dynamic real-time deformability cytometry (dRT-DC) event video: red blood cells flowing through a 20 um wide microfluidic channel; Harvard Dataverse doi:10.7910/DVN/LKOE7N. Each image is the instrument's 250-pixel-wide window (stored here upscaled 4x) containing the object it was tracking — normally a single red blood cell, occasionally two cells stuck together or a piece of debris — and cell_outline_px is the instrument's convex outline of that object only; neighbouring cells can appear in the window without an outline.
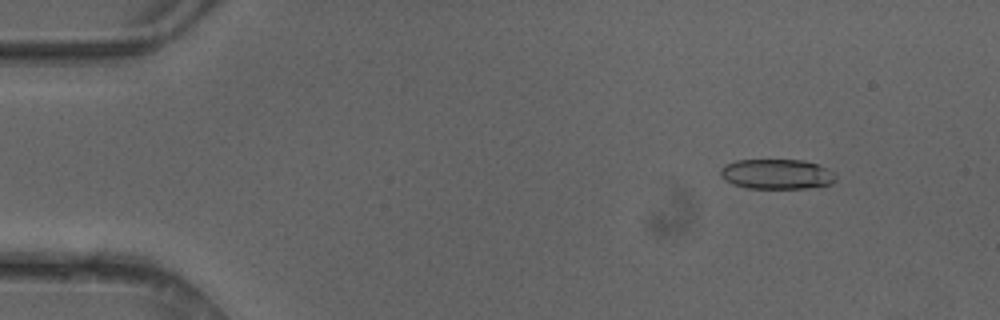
{"species": "common noctule bat (a hibernating species)", "species_latin": "Nyctalus noctula", "temperature_condition": "cold", "stored_images_in_passage": 50, "camera_frame_rate_fps": 3000, "um_per_image_px": 0.085, "animal": {"sex": "female"}, "frame": {"image": 1, "passage_image": 6, "time_ms": 1.667, "image_size_px": [1000, 320], "cell_outline_px": [[836, 180], [832, 184], [804, 188], [748, 188], [732, 184], [724, 180], [720, 176], [720, 168], [724, 164], [736, 160], [804, 160], [828, 168], [836, 172]], "centroid_in_image_um": [66.02, 14.79], "position_along_channel_um": 19.0, "area_um2": 20.4}}
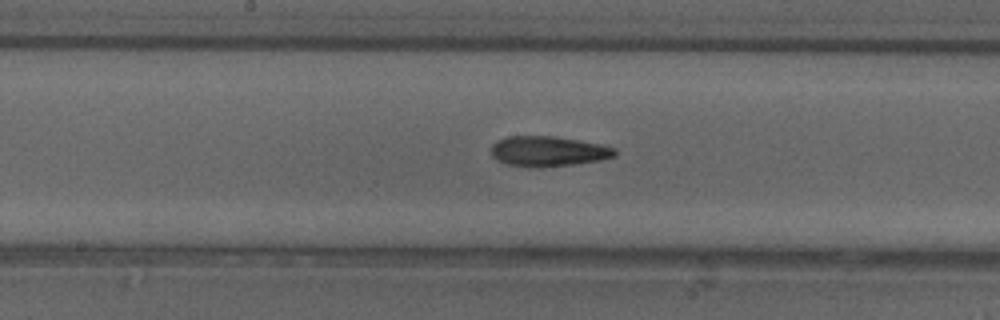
{"frame": {"image": 2, "passage_image": 26, "time_ms": 8.333, "image_size_px": [1000, 320], "cell_outline_px": [[616, 156], [600, 160], [572, 164], [536, 168], [504, 164], [496, 160], [492, 156], [492, 144], [496, 140], [508, 136], [556, 136], [580, 140], [600, 144], [616, 148]], "centroid_in_image_um": [46.57, 12.86], "position_along_channel_um": 201.6, "area_um2": 21.96}}
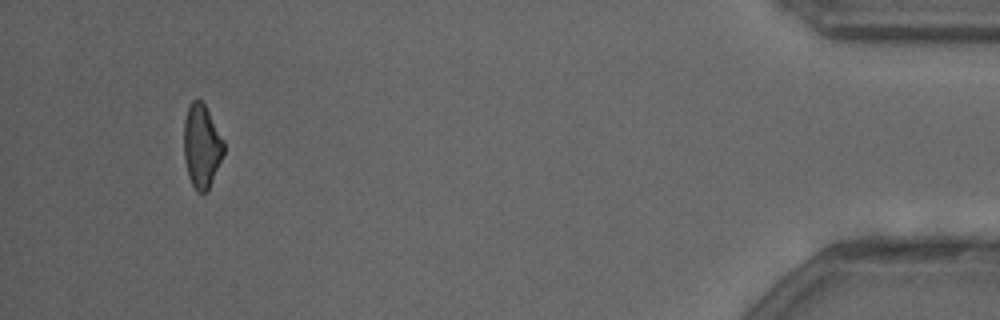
{"frame": {"image": 3, "passage_image": 47, "time_ms": 15.333, "image_size_px": [1000, 320], "cell_outline_px": [[224, 152], [208, 192], [196, 192], [188, 176], [184, 160], [184, 120], [188, 108], [192, 100], [200, 100], [204, 104], [224, 140]], "centroid_in_image_um": [17.14, 12.45], "position_along_channel_um": 418.1, "area_um2": 19.36}, "authors_computed_cell_mechanics": {"area_um2": 21.0392, "velocity_mm_per_s": 4.1812, "shape_relaxation_time_tau1_ms": 7.4837, "shape_relaxation_time_tau2_ms": 5.5662, "deformation_change_tau1": 0.2028, "deformation_change_tau2": 0.1742}}